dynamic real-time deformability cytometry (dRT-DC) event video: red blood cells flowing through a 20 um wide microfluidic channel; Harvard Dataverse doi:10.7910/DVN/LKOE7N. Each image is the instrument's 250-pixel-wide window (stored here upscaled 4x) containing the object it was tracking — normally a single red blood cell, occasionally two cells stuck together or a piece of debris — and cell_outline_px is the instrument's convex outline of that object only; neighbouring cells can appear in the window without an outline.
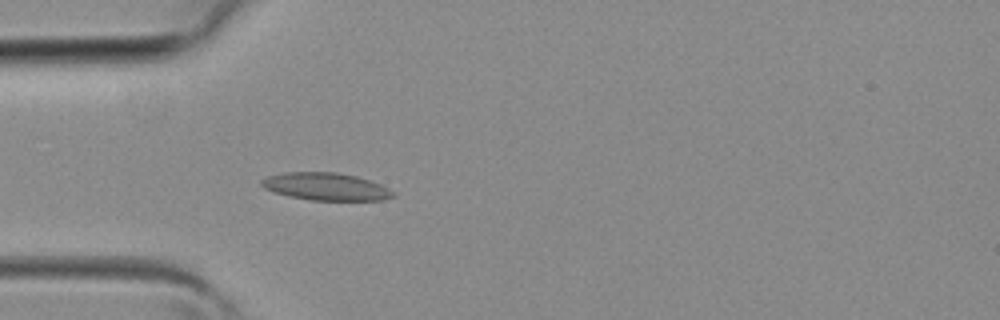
{"species": "common noctule bat (a hibernating species)", "species_latin": "Nyctalus noctula", "temperature_condition": "room temperature", "stored_images_in_passage": 4, "camera_frame_rate_fps": 3000, "um_per_image_px": 0.085, "animal": {"sex": "female", "body_mass_g": 19.3, "forearm_length_mm": 54.1}, "frame": {"image": 1, "passage_image": 4, "time_ms": 1.0, "image_size_px": [1000, 320], "cell_outline_px": [[396, 196], [384, 200], [312, 200], [288, 196], [272, 192], [264, 188], [260, 184], [260, 180], [268, 176], [284, 172], [336, 172], [356, 176], [380, 184], [396, 192]], "centroid_in_image_um": [27.7, 15.86], "position_along_channel_um": 57.3, "area_um2": 21.21}}